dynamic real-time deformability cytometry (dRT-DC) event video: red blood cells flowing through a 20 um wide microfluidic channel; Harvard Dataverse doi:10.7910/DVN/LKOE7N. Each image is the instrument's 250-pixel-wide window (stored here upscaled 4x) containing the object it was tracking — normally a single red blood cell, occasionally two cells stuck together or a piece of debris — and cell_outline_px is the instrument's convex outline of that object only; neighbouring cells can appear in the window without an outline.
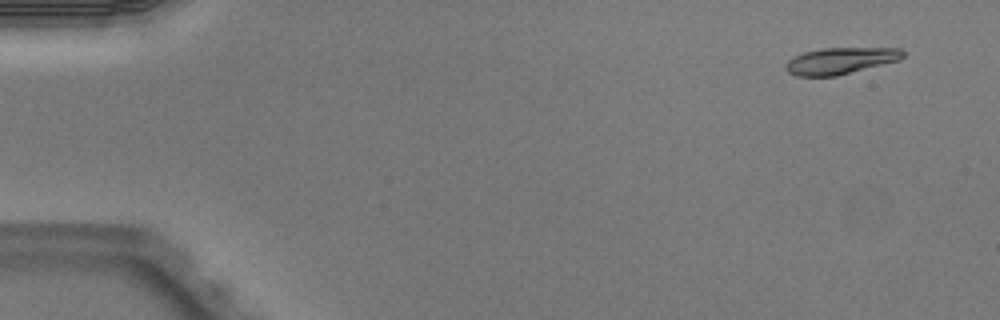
{"species": "Egyptian fruit bat (a non-hibernating species)", "species_latin": "Rousettus aegyptiacus", "temperature_condition": "warm", "stored_images_in_passage": 5, "camera_frame_rate_fps": 3000, "um_per_image_px": 0.085, "animal": {"sex": "male"}, "frame": {"image": 1, "passage_image": 2, "time_ms": 0.333, "image_size_px": [1000, 320], "cell_outline_px": [[904, 56], [900, 60], [836, 76], [796, 76], [788, 72], [784, 68], [784, 64], [788, 60], [804, 52], [820, 48], [900, 48], [904, 52]], "centroid_in_image_um": [71.42, 5.16], "position_along_channel_um": 13.6, "area_um2": 18.15}}
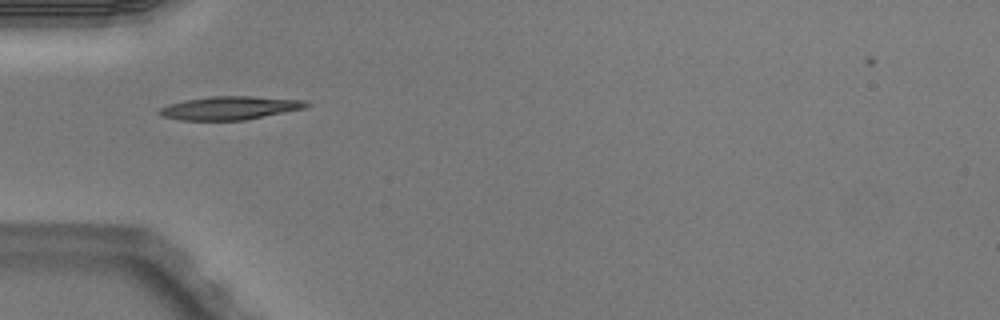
{"frame": {"image": 2, "passage_image": 5, "time_ms": 1.333, "image_size_px": [1000, 320], "cell_outline_px": [[312, 104], [308, 108], [244, 120], [180, 120], [164, 116], [156, 112], [160, 108], [168, 104], [188, 100], [212, 96], [248, 96], [304, 100]], "centroid_in_image_um": [19.59, 9.18], "position_along_channel_um": 65.4, "area_um2": 19.94}}